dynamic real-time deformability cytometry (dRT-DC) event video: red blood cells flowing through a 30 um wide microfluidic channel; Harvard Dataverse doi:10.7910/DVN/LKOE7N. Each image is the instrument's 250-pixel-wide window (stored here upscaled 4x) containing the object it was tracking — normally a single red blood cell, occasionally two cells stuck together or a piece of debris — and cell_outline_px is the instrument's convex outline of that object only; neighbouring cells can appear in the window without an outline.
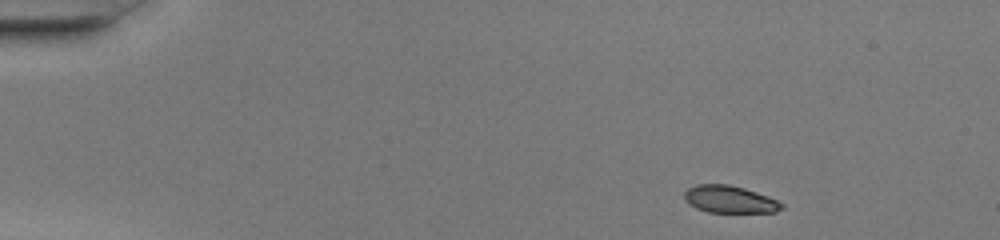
{"species": "common noctule bat (a hibernating species)", "species_latin": "Nyctalus noctula", "temperature_condition": "warm", "stored_images_in_passage": 43, "camera_frame_rate_fps": 3000, "um_per_image_px": 0.085, "animal": {"sex": "female", "body_mass_g": 20.0, "forearm_length_mm": 54.0}, "frame": {"image": 1, "passage_image": 1, "time_ms": 0.0, "image_size_px": [1000, 240], "cell_outline_px": [[784, 208], [776, 212], [708, 212], [696, 208], [688, 204], [684, 200], [684, 192], [688, 188], [696, 184], [728, 184], [744, 188], [768, 196], [784, 204]], "centroid_in_image_um": [62.0, 16.94], "position_along_channel_um": 23.0, "area_um2": 15.55}}
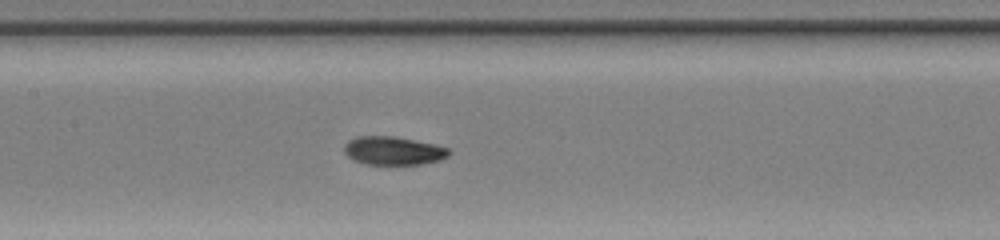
{"frame": {"image": 2, "passage_image": 19, "time_ms": 6.0, "image_size_px": [1000, 240], "cell_outline_px": [[452, 152], [448, 156], [440, 160], [424, 164], [364, 164], [352, 160], [344, 152], [344, 144], [348, 140], [356, 136], [396, 136], [432, 144], [448, 148]], "centroid_in_image_um": [33.4, 12.81], "position_along_channel_um": 174.0, "area_um2": 17.46}}
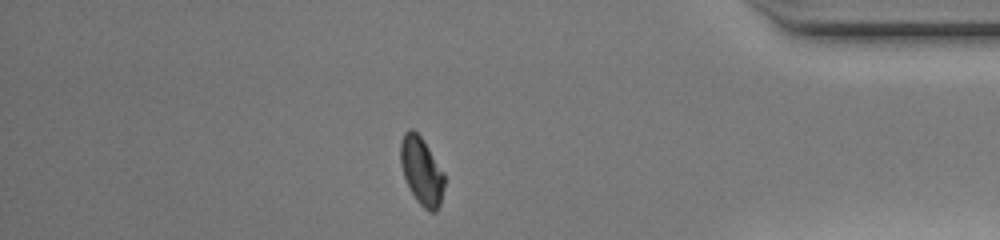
{"frame": {"image": 3, "passage_image": 37, "time_ms": 12.0, "image_size_px": [1000, 240], "cell_outline_px": [[444, 188], [440, 204], [436, 212], [428, 212], [416, 200], [404, 176], [400, 164], [400, 140], [404, 132], [408, 128], [412, 128], [424, 140], [444, 172]], "centroid_in_image_um": [35.83, 14.51], "position_along_channel_um": 399.4, "area_um2": 17.46}, "authors_computed_cell_mechanics": {"area_um2": 17.34, "velocity_mm_per_s": 4.2414, "shape_relaxation_time_tau1_ms": 2.953, "shape_relaxation_time_tau2_ms": 1.9564, "deformation_change_tau1": 0.1523, "deformation_change_tau2": 0.0372}}